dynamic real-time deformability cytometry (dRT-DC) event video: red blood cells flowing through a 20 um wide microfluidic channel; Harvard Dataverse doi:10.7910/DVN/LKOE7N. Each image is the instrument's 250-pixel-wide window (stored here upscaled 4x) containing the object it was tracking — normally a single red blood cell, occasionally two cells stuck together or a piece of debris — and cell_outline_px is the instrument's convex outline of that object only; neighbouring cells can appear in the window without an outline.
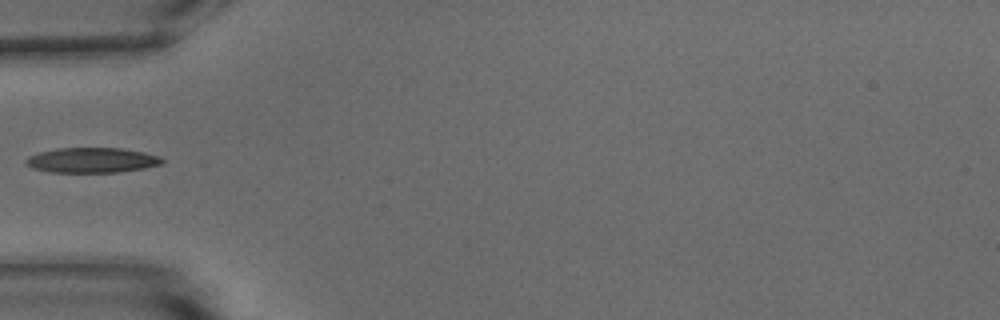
{"species": "common noctule bat (a hibernating species)", "species_latin": "Nyctalus noctula", "temperature_condition": "warm", "stored_images_in_passage": 16, "camera_frame_rate_fps": 3000, "um_per_image_px": 0.085, "animal": {"sex": "male", "body_mass_g": 15.6}, "frame": {"image": 1, "passage_image": 1, "time_ms": 0.0, "image_size_px": [1000, 320], "cell_outline_px": [[164, 164], [144, 168], [116, 172], [52, 172], [32, 168], [24, 164], [24, 160], [28, 156], [40, 152], [56, 148], [124, 148], [144, 152], [160, 156], [164, 160]], "centroid_in_image_um": [7.82, 13.61], "position_along_channel_um": 77.2, "area_um2": 20.06}}
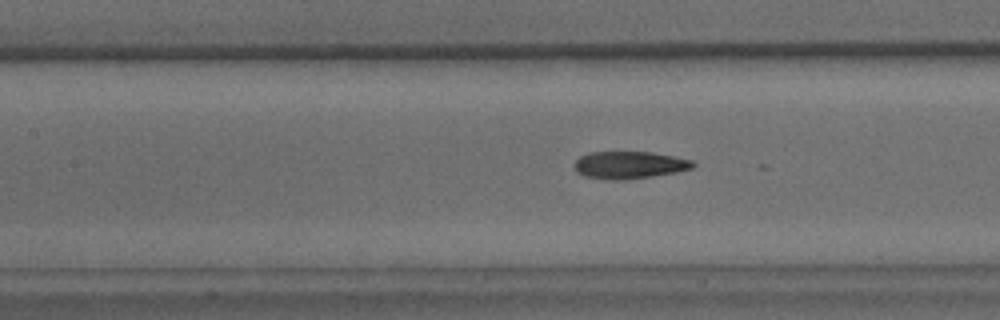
{"frame": {"image": 2, "passage_image": 7, "time_ms": 2.0, "image_size_px": [1000, 320], "cell_outline_px": [[696, 164], [692, 168], [676, 172], [652, 176], [624, 180], [612, 180], [584, 176], [576, 172], [576, 160], [580, 156], [588, 152], [652, 152], [692, 160]], "centroid_in_image_um": [53.49, 14.02], "position_along_channel_um": 153.9, "area_um2": 18.79}}
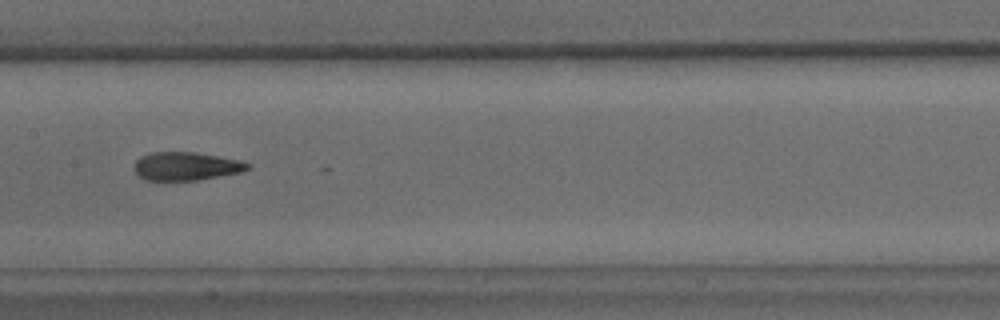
{"frame": {"image": 3, "passage_image": 10, "time_ms": 3.0, "image_size_px": [1000, 320], "cell_outline_px": [[252, 168], [240, 172], [196, 180], [144, 180], [136, 172], [136, 160], [140, 156], [152, 152], [196, 152], [236, 160], [252, 164]], "centroid_in_image_um": [15.82, 14.12], "position_along_channel_um": 191.6, "area_um2": 18.44}}